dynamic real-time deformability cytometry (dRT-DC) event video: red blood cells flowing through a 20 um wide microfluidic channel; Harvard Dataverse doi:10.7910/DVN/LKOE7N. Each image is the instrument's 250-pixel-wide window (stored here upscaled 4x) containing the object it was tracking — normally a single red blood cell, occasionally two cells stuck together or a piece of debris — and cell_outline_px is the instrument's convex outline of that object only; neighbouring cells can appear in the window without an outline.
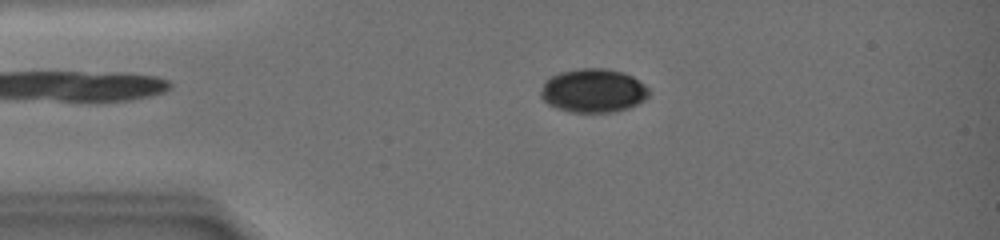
{"species": "common noctule bat (a hibernating species)", "species_latin": "Nyctalus noctula", "temperature_condition": "warm", "stored_images_in_passage": 47, "camera_frame_rate_fps": 3000, "um_per_image_px": 0.085, "animal": {"sex": "female", "body_mass_g": 19.0, "forearm_length_mm": 51.5}, "frame": {"image": 1, "passage_image": 18, "time_ms": 4.667, "image_size_px": [1000, 240], "cell_outline_px": [[648, 96], [644, 100], [628, 108], [612, 112], [568, 112], [556, 108], [548, 104], [540, 96], [540, 92], [544, 80], [560, 72], [576, 68], [608, 68], [624, 72], [632, 76], [644, 84], [648, 88]], "centroid_in_image_um": [50.4, 7.69], "position_along_channel_um": 34.6, "area_um2": 27.74}}
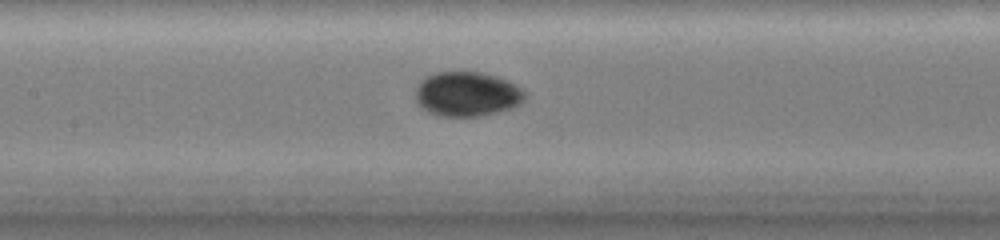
{"frame": {"image": 2, "passage_image": 35, "time_ms": 10.333, "image_size_px": [1000, 240], "cell_outline_px": [[528, 96], [520, 104], [512, 108], [480, 116], [436, 116], [420, 108], [416, 104], [416, 84], [424, 76], [436, 72], [484, 72], [508, 80], [524, 88]], "centroid_in_image_um": [39.7, 7.99], "position_along_channel_um": 167.7, "area_um2": 29.13}}
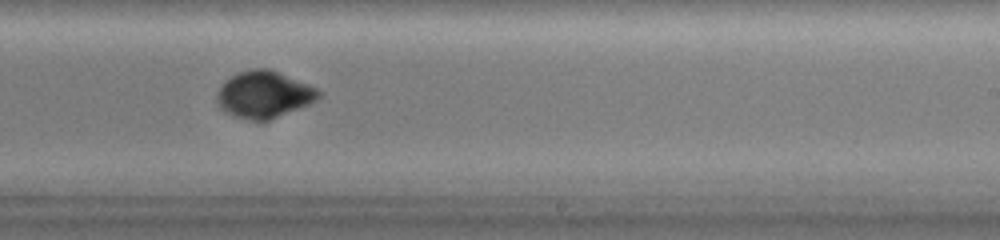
{"frame": {"image": 3, "passage_image": 45, "time_ms": 13.667, "image_size_px": [1000, 240], "cell_outline_px": [[324, 92], [316, 100], [308, 104], [260, 124], [256, 124], [232, 116], [224, 112], [220, 108], [216, 100], [216, 92], [232, 76], [248, 68], [268, 68], [280, 72], [308, 84]], "centroid_in_image_um": [22.42, 8.07], "position_along_channel_um": 266.6, "area_um2": 28.26}}